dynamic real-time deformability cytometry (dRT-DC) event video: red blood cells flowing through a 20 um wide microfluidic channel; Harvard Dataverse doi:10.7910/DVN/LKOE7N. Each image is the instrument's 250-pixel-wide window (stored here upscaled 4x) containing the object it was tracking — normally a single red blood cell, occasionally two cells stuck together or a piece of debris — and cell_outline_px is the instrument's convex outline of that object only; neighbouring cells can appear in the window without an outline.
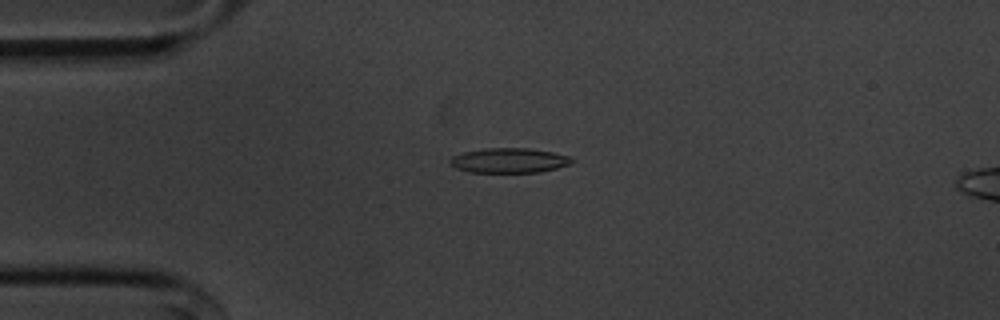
{"species": "common noctule bat (a hibernating species)", "species_latin": "Nyctalus noctula", "temperature_condition": "cold", "stored_images_in_passage": 55, "camera_frame_rate_fps": 3000, "um_per_image_px": 0.085, "animal": {"sex": "male", "body_mass_g": 20.1, "forearm_length_mm": 53.5}, "frame": {"image": 1, "passage_image": 13, "time_ms": 4.0, "image_size_px": [1000, 320], "cell_outline_px": [[576, 160], [572, 164], [540, 172], [468, 172], [456, 168], [448, 164], [448, 160], [452, 156], [464, 152], [484, 148], [528, 148], [552, 152], [572, 156]], "centroid_in_image_um": [43.29, 13.64], "position_along_channel_um": 41.7, "area_um2": 17.86}}
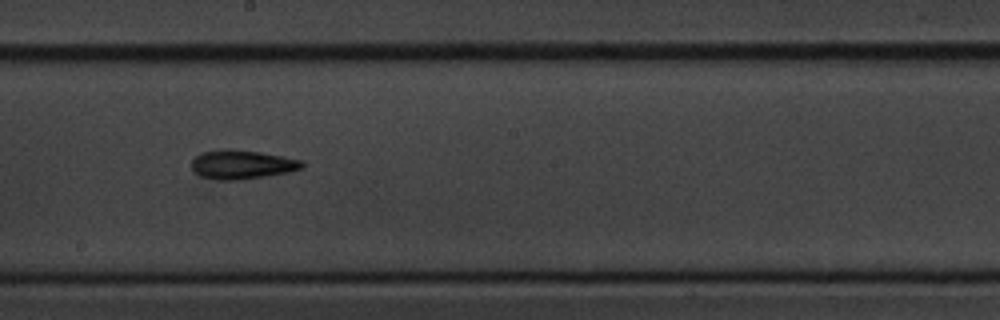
{"frame": {"image": 2, "passage_image": 30, "time_ms": 9.667, "image_size_px": [1000, 320], "cell_outline_px": [[304, 168], [288, 172], [240, 180], [216, 180], [200, 176], [192, 168], [192, 160], [196, 156], [204, 152], [224, 148], [232, 148], [260, 152], [304, 160]], "centroid_in_image_um": [20.59, 13.97], "position_along_channel_um": 227.6, "area_um2": 18.79}}
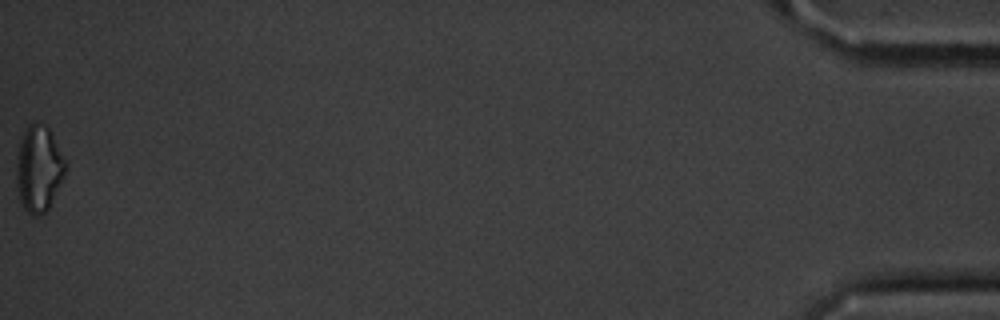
{"frame": {"image": 3, "passage_image": 55, "time_ms": 18.0, "image_size_px": [1000, 320], "cell_outline_px": [[64, 176], [48, 208], [40, 216], [32, 216], [24, 208], [20, 200], [16, 180], [16, 164], [20, 140], [28, 124], [36, 120], [48, 128], [64, 160]], "centroid_in_image_um": [3.25, 14.34], "position_along_channel_um": 431.9, "area_um2": 24.1}, "authors_computed_cell_mechanics": {"area_um2": 17.5134, "velocity_mm_per_s": 3.6354, "shape_relaxation_time_tau1_ms": 3.16, "shape_relaxation_time_tau2_ms": null, "deformation_change_tau1": 0.1479, "deformation_change_tau2": null}}